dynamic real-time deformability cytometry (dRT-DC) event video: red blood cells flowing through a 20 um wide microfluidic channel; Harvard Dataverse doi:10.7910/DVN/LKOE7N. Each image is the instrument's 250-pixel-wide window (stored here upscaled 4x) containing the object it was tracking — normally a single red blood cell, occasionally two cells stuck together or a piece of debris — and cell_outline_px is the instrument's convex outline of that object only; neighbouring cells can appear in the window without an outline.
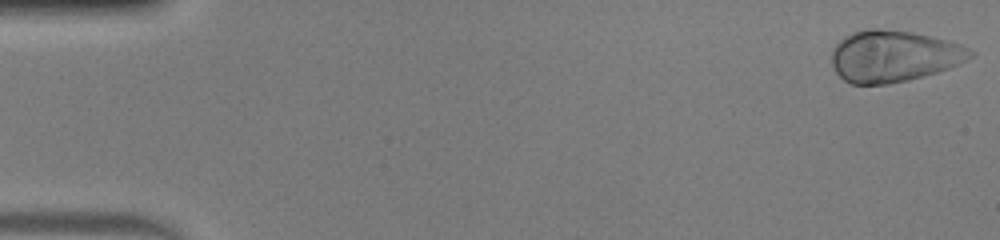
{"species": "human", "species_latin": "Homo sapiens", "temperature_condition": "warm", "stored_images_in_passage": 50, "camera_frame_rate_fps": 3000, "um_per_image_px": 0.085, "donor": {"sex": "male"}, "frame": {"image": 1, "passage_image": 1, "time_ms": 0.0, "image_size_px": [1000, 240], "cell_outline_px": [[976, 52], [972, 56], [960, 64], [936, 72], [908, 80], [888, 84], [852, 84], [844, 80], [836, 72], [832, 64], [832, 48], [844, 36], [852, 32], [868, 28], [876, 28], [912, 32], [960, 44]], "centroid_in_image_um": [75.94, 4.77], "position_along_channel_um": 9.1, "area_um2": 41.5}}
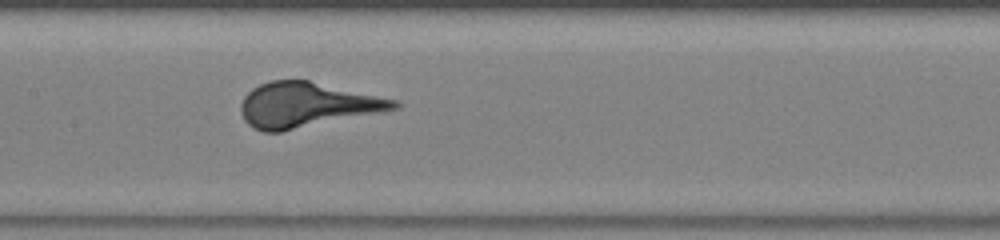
{"frame": {"image": 2, "passage_image": 25, "time_ms": 8.0, "image_size_px": [1000, 240], "cell_outline_px": [[400, 108], [280, 132], [264, 132], [248, 124], [244, 120], [240, 112], [240, 104], [244, 96], [252, 88], [260, 84], [272, 80], [308, 80], [400, 100]], "centroid_in_image_um": [26.08, 8.91], "position_along_channel_um": 181.3, "area_um2": 40.06}}
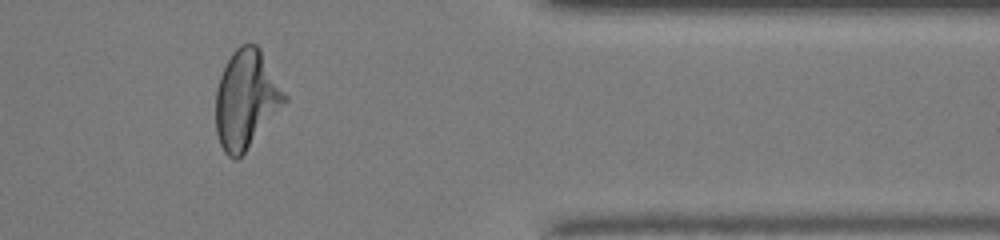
{"frame": {"image": 3, "passage_image": 42, "time_ms": 13.667, "image_size_px": [1000, 240], "cell_outline_px": [[288, 100], [244, 152], [236, 160], [232, 160], [224, 152], [220, 144], [216, 132], [216, 88], [220, 76], [232, 52], [240, 44], [256, 44], [260, 48], [288, 96]], "centroid_in_image_um": [20.92, 8.43], "position_along_channel_um": 390.5, "area_um2": 39.3}}